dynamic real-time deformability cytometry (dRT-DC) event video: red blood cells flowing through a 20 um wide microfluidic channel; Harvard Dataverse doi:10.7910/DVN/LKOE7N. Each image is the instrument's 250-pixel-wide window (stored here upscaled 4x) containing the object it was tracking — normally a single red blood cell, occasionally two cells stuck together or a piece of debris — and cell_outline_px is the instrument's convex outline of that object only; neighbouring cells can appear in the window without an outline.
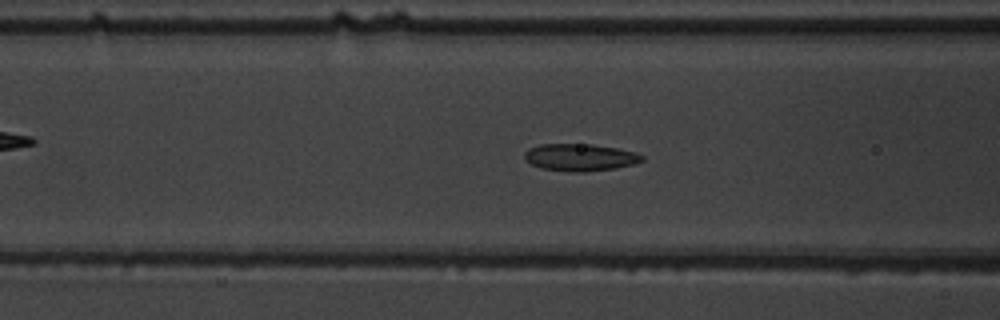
{"species": "common noctule bat (a hibernating species)", "species_latin": "Nyctalus noctula", "temperature_condition": "warm", "stored_images_in_passage": 55, "camera_frame_rate_fps": 3000, "um_per_image_px": 0.085, "animal": {"sex": "male", "body_mass_g": 19.5, "forearm_length_mm": 54.6}, "frame": {"image": 1, "passage_image": 23, "time_ms": 7.333, "image_size_px": [1000, 320], "cell_outline_px": [[644, 160], [632, 164], [616, 168], [584, 172], [572, 172], [540, 168], [524, 160], [524, 152], [528, 148], [540, 144], [592, 144], [616, 148], [636, 152], [644, 156]], "centroid_in_image_um": [49.28, 13.37], "position_along_channel_um": 117.3, "area_um2": 18.73}}
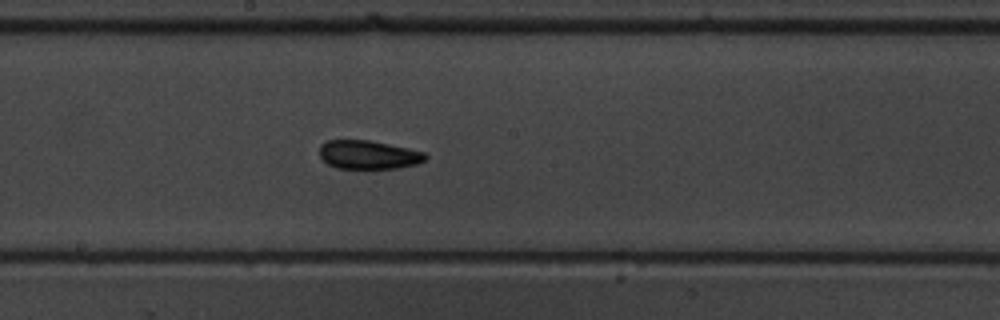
{"frame": {"image": 2, "passage_image": 31, "time_ms": 10.0, "image_size_px": [1000, 320], "cell_outline_px": [[428, 156], [424, 160], [416, 164], [396, 168], [336, 168], [328, 164], [320, 156], [320, 144], [328, 140], [368, 140], [408, 148], [424, 152]], "centroid_in_image_um": [31.3, 13.15], "position_along_channel_um": 216.9, "area_um2": 17.51}}
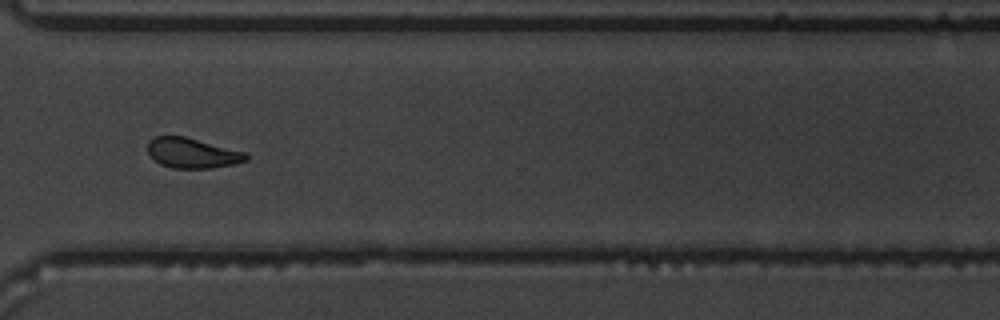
{"frame": {"image": 3, "passage_image": 42, "time_ms": 13.667, "image_size_px": [1000, 320], "cell_outline_px": [[248, 160], [236, 164], [212, 168], [172, 168], [160, 164], [148, 152], [148, 140], [156, 136], [184, 136], [248, 152]], "centroid_in_image_um": [16.39, 13.01], "position_along_channel_um": 354.2, "area_um2": 17.4}, "authors_computed_cell_mechanics": {"area_um2": 17.918, "velocity_mm_per_s": 3.743, "shape_relaxation_time_tau1_ms": null, "shape_relaxation_time_tau2_ms": 2.6874, "deformation_change_tau1": null, "deformation_change_tau2": 0.0887}}